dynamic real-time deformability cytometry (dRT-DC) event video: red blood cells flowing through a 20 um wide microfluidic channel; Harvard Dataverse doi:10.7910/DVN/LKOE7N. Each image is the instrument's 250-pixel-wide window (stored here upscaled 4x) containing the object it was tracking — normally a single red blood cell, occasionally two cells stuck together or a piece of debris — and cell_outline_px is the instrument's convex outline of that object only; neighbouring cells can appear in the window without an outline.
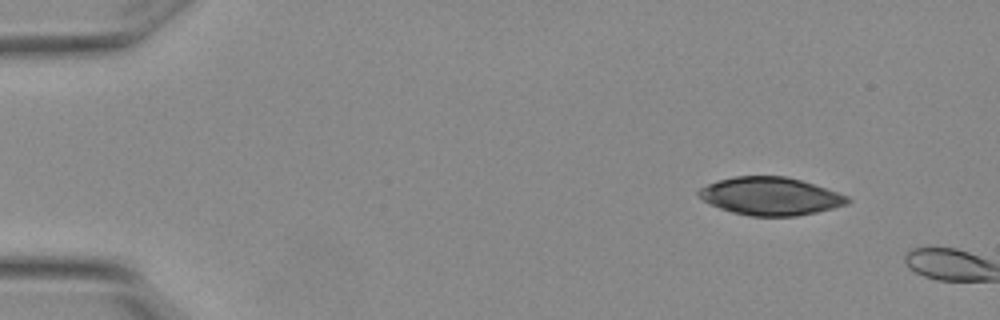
{"species": "Egyptian fruit bat (a non-hibernating species)", "species_latin": "Rousettus aegyptiacus", "temperature_condition": "warm", "stored_images_in_passage": 2, "camera_frame_rate_fps": 3000, "um_per_image_px": 0.085, "animal": {"sex": "female"}, "frame": {"image": 1, "passage_image": 1, "time_ms": 0.0, "image_size_px": [1000, 320], "cell_outline_px": [[852, 200], [848, 204], [816, 212], [796, 216], [748, 216], [732, 212], [708, 204], [696, 196], [696, 192], [700, 188], [708, 184], [720, 180], [736, 176], [784, 176], [800, 180], [848, 196]], "centroid_in_image_um": [65.44, 16.68], "position_along_channel_um": 19.6, "area_um2": 32.77}}